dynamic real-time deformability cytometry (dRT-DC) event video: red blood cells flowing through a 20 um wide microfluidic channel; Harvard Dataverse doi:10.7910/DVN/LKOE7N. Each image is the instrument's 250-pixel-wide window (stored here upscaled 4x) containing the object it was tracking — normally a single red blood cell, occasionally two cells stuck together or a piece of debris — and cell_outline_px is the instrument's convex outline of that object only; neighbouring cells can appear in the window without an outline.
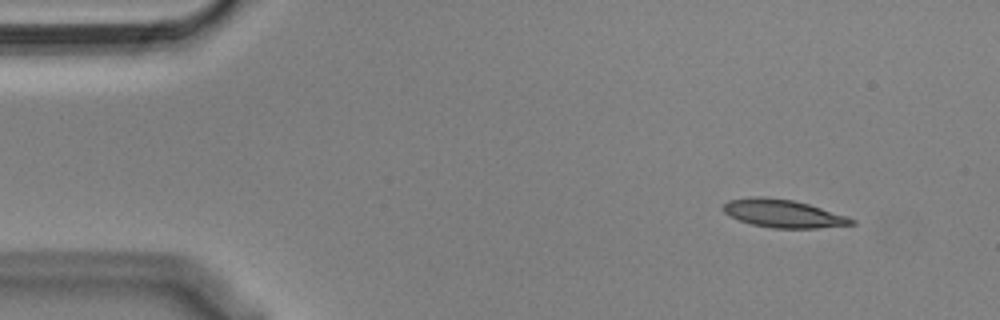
{"species": "Egyptian fruit bat (a non-hibernating species)", "species_latin": "Rousettus aegyptiacus", "temperature_condition": "cold", "stored_images_in_passage": 50, "camera_frame_rate_fps": 3000, "um_per_image_px": 0.085, "animal": {"sex": "male"}, "frame": {"image": 1, "passage_image": 1, "time_ms": 0.0, "image_size_px": [1000, 320], "cell_outline_px": [[856, 224], [816, 228], [772, 228], [752, 224], [728, 216], [720, 208], [728, 200], [792, 200], [808, 204], [848, 216], [856, 220]], "centroid_in_image_um": [66.65, 18.21], "position_along_channel_um": 18.3, "area_um2": 19.94}}
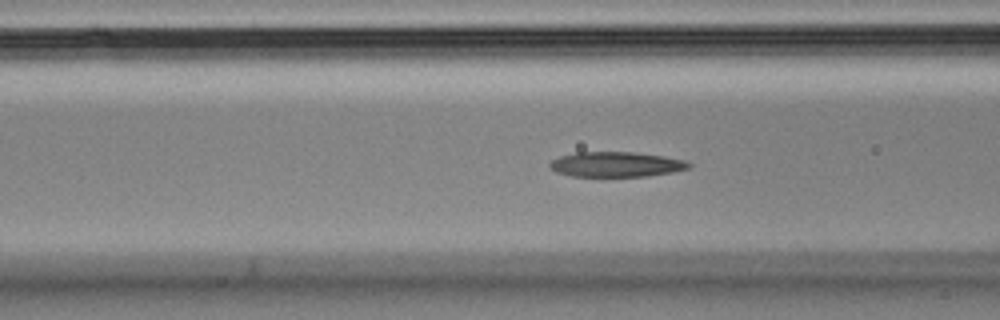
{"frame": {"image": 2, "passage_image": 16, "time_ms": 5.0, "image_size_px": [1000, 320], "cell_outline_px": [[692, 164], [688, 168], [672, 172], [644, 176], [572, 176], [556, 172], [548, 164], [552, 160], [560, 156], [576, 152], [632, 152], [664, 156], [684, 160]], "centroid_in_image_um": [52.35, 13.96], "position_along_channel_um": 114.2, "area_um2": 20.11}}
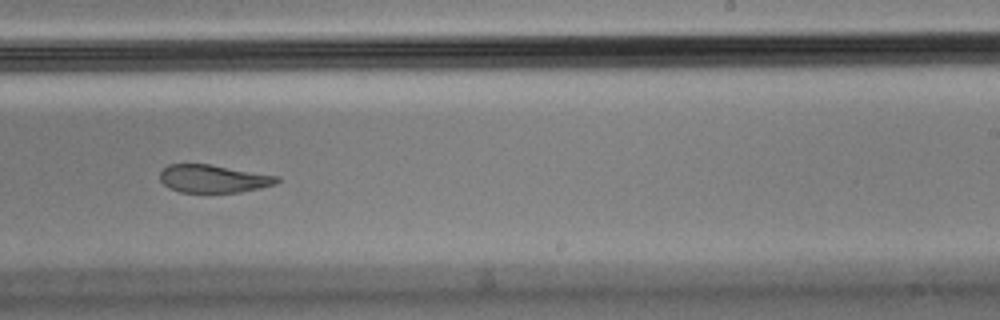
{"frame": {"image": 3, "passage_image": 29, "time_ms": 9.333, "image_size_px": [1000, 320], "cell_outline_px": [[280, 180], [276, 184], [260, 188], [240, 192], [180, 192], [168, 188], [160, 180], [160, 172], [168, 164], [208, 164], [280, 176]], "centroid_in_image_um": [18.14, 15.19], "position_along_channel_um": 270.9, "area_um2": 19.02}, "authors_computed_cell_mechanics": {"area_um2": 21.2704, "velocity_mm_per_s": 3.6162, "shape_relaxation_time_tau1_ms": 7.2274, "shape_relaxation_time_tau2_ms": 1.6843, "deformation_change_tau1": 0.217, "deformation_change_tau2": 0.0837}}